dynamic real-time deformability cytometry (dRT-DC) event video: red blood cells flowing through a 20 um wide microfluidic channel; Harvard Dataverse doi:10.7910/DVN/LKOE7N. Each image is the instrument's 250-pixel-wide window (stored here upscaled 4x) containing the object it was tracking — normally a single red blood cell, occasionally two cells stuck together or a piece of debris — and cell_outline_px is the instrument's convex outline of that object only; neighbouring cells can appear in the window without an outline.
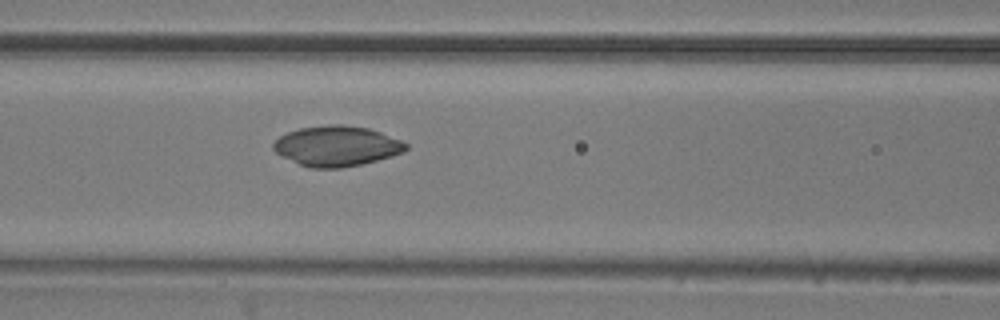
{"species": "common noctule bat (a hibernating species)", "species_latin": "Nyctalus noctula", "temperature_condition": "room temperature", "stored_images_in_passage": 6, "camera_frame_rate_fps": 3000, "um_per_image_px": 0.085, "animal": {"sex": "male", "body_mass_g": 20.5, "forearm_length_mm": 52.5}, "frame": {"image": 1, "passage_image": 6, "time_ms": 1.667, "image_size_px": [1000, 320], "cell_outline_px": [[408, 148], [404, 152], [376, 160], [360, 164], [340, 168], [312, 168], [300, 164], [276, 152], [272, 148], [272, 144], [280, 136], [288, 132], [300, 128], [328, 124], [344, 124], [368, 128], [380, 132], [400, 140], [408, 144]], "centroid_in_image_um": [28.62, 12.4], "position_along_channel_um": 138.0, "area_um2": 30.81}}